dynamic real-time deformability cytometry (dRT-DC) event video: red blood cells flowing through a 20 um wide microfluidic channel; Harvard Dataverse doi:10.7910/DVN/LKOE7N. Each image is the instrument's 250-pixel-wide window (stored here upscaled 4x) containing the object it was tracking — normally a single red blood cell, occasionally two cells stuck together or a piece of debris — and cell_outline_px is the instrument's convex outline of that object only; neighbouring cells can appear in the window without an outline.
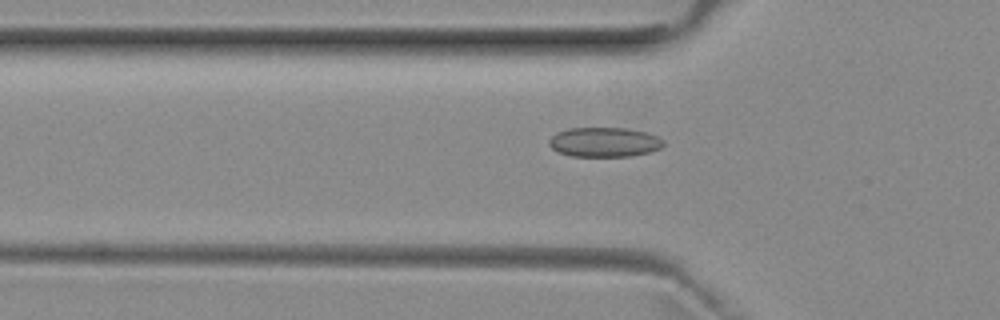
{"species": "common noctule bat (a hibernating species)", "species_latin": "Nyctalus noctula", "temperature_condition": "room temperature", "stored_images_in_passage": 40, "camera_frame_rate_fps": 3000, "um_per_image_px": 0.085, "animal": {"sex": "female", "body_mass_g": 29.2, "forearm_length_mm": 56.3}, "frame": {"image": 1, "passage_image": 5, "time_ms": 1.333, "image_size_px": [1000, 320], "cell_outline_px": [[664, 144], [660, 148], [648, 152], [628, 156], [572, 156], [560, 152], [552, 148], [548, 144], [548, 140], [556, 132], [568, 128], [628, 128], [648, 132], [664, 140]], "centroid_in_image_um": [51.36, 12.06], "position_along_channel_um": 74.4, "area_um2": 19.71}}
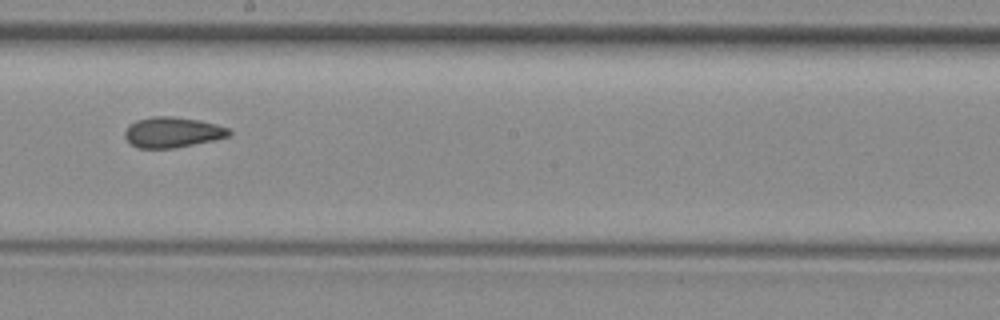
{"frame": {"image": 2, "passage_image": 17, "time_ms": 5.333, "image_size_px": [1000, 320], "cell_outline_px": [[232, 132], [228, 136], [212, 140], [172, 148], [140, 148], [132, 144], [124, 136], [124, 132], [128, 124], [136, 120], [152, 116], [172, 116], [200, 120], [216, 124], [228, 128]], "centroid_in_image_um": [14.63, 11.22], "position_along_channel_um": 233.6, "area_um2": 18.38}}
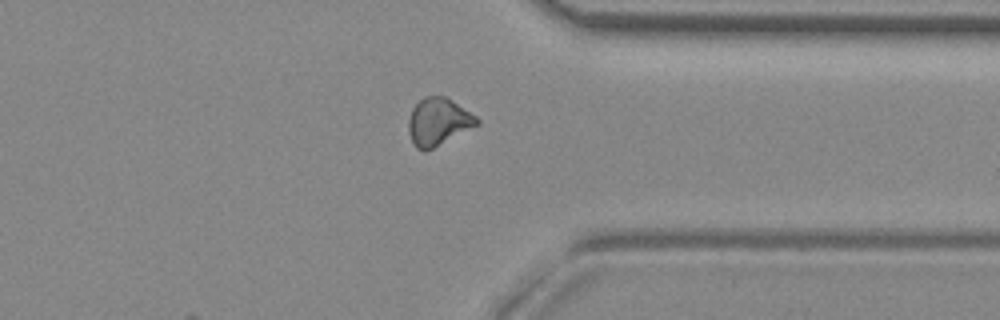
{"frame": {"image": 3, "passage_image": 28, "time_ms": 9.0, "image_size_px": [1000, 320], "cell_outline_px": [[480, 124], [424, 152], [416, 148], [408, 132], [408, 120], [412, 108], [424, 96], [444, 96], [452, 100], [476, 116], [480, 120]], "centroid_in_image_um": [37.24, 10.34], "position_along_channel_um": 374.2, "area_um2": 18.79}, "authors_computed_cell_mechanics": {"area_um2": 18.4382, "velocity_mm_per_s": 3.9686, "shape_relaxation_time_tau1_ms": null, "shape_relaxation_time_tau2_ms": 2.1974, "deformation_change_tau1": null, "deformation_change_tau2": 0.085}}